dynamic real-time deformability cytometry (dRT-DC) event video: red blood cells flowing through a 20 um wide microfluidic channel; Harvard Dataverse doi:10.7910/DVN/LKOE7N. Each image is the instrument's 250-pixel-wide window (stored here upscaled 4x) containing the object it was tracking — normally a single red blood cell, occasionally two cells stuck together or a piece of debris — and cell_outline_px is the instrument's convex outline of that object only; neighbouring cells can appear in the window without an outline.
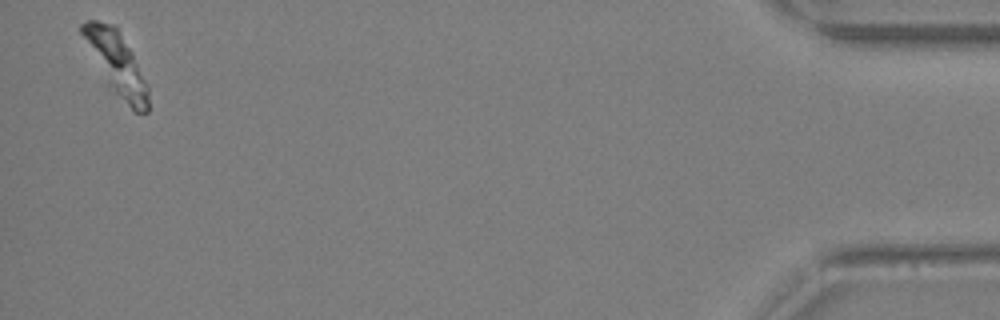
{"species": "Egyptian fruit bat (a non-hibernating species)", "species_latin": "Rousettus aegyptiacus", "temperature_condition": "warm", "stored_images_in_passage": 26, "camera_frame_rate_fps": 3000, "um_per_image_px": 0.085, "animal": {"sex": "female"}, "frame": {"image": 1, "passage_image": 26, "time_ms": 8.333, "image_size_px": [1000, 320], "cell_outline_px": [[148, 112], [132, 112], [116, 92], [80, 32], [80, 24], [88, 20], [96, 20], [112, 24], [116, 28], [132, 52], [148, 84]], "centroid_in_image_um": [9.97, 5.39], "position_along_channel_um": 425.2, "area_um2": 22.66}}